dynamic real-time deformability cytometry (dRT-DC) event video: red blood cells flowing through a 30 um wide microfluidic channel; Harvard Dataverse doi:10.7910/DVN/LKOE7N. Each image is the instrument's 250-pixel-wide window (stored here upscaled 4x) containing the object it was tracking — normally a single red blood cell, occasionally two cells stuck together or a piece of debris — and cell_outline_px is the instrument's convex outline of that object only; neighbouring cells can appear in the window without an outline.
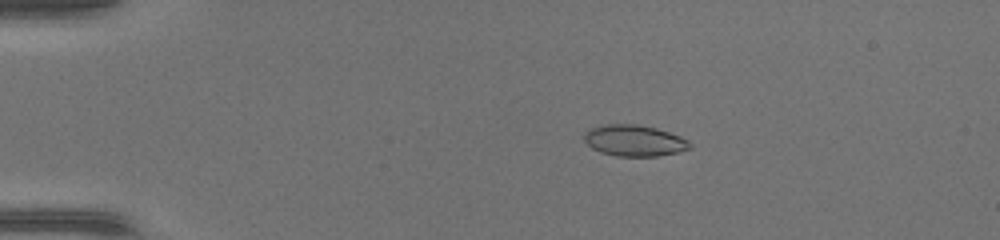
{"species": "common noctule bat (a hibernating species)", "species_latin": "Nyctalus noctula", "temperature_condition": "warm", "stored_images_in_passage": 49, "camera_frame_rate_fps": 3000, "um_per_image_px": 0.085, "animal": {"sex": "female", "body_mass_g": 17.0, "forearm_length_mm": 48.0}, "frame": {"image": 1, "passage_image": 11, "time_ms": 3.333, "image_size_px": [1000, 240], "cell_outline_px": [[692, 148], [680, 152], [656, 156], [616, 156], [600, 152], [592, 148], [584, 140], [584, 132], [592, 128], [608, 124], [636, 124], [656, 128], [680, 136], [688, 140], [692, 144]], "centroid_in_image_um": [53.94, 11.96], "position_along_channel_um": 31.1, "area_um2": 19.25}}
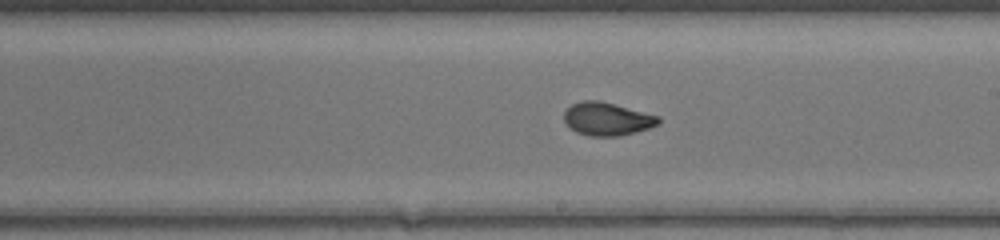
{"frame": {"image": 2, "passage_image": 30, "time_ms": 9.667, "image_size_px": [1000, 240], "cell_outline_px": [[660, 124], [636, 132], [620, 136], [588, 136], [576, 132], [564, 120], [564, 112], [572, 104], [584, 100], [600, 100], [660, 116]], "centroid_in_image_um": [51.63, 10.11], "position_along_channel_um": 237.4, "area_um2": 18.21}}
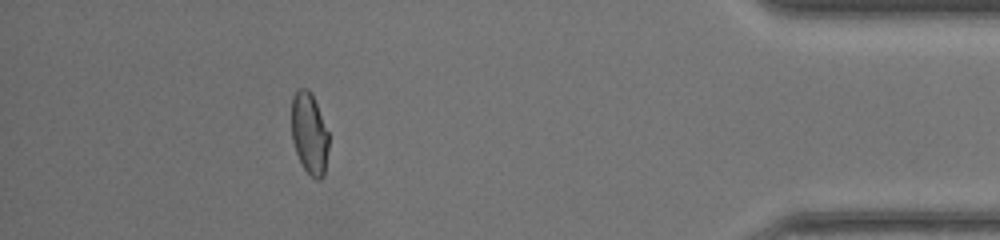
{"frame": {"image": 3, "passage_image": 45, "time_ms": 14.667, "image_size_px": [1000, 240], "cell_outline_px": [[328, 148], [324, 176], [320, 180], [316, 180], [304, 168], [296, 152], [292, 140], [292, 96], [300, 88], [308, 88], [312, 92], [328, 132]], "centroid_in_image_um": [26.3, 11.33], "position_along_channel_um": 408.9, "area_um2": 17.63}, "authors_computed_cell_mechanics": {"area_um2": 18.496, "velocity_mm_per_s": 4.3865, "shape_relaxation_time_tau1_ms": 6.5816, "shape_relaxation_time_tau2_ms": 0.977, "deformation_change_tau1": 0.2128, "deformation_change_tau2": 0.0391}}